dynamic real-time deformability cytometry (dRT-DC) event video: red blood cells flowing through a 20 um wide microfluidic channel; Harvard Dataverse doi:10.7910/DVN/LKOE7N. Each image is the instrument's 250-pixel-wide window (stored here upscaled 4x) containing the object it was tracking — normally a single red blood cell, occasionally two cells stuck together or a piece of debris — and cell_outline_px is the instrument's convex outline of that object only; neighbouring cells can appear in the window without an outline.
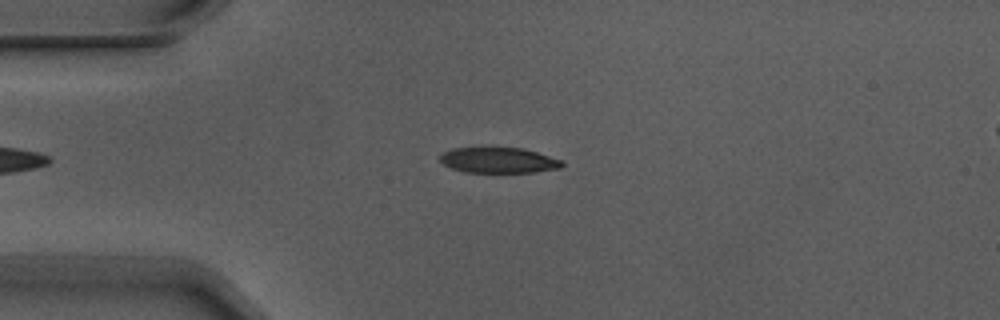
{"species": "Egyptian fruit bat (a non-hibernating species)", "species_latin": "Rousettus aegyptiacus", "temperature_condition": "warm", "stored_images_in_passage": 5, "camera_frame_rate_fps": 3000, "um_per_image_px": 0.085, "animal": {"sex": "male"}, "frame": {"image": 1, "passage_image": 4, "time_ms": 1.0, "image_size_px": [1000, 320], "cell_outline_px": [[564, 164], [560, 168], [536, 172], [464, 172], [452, 168], [444, 164], [440, 160], [440, 156], [444, 152], [452, 148], [520, 148], [536, 152], [560, 160]], "centroid_in_image_um": [42.36, 13.63], "position_along_channel_um": 42.6, "area_um2": 17.86}}